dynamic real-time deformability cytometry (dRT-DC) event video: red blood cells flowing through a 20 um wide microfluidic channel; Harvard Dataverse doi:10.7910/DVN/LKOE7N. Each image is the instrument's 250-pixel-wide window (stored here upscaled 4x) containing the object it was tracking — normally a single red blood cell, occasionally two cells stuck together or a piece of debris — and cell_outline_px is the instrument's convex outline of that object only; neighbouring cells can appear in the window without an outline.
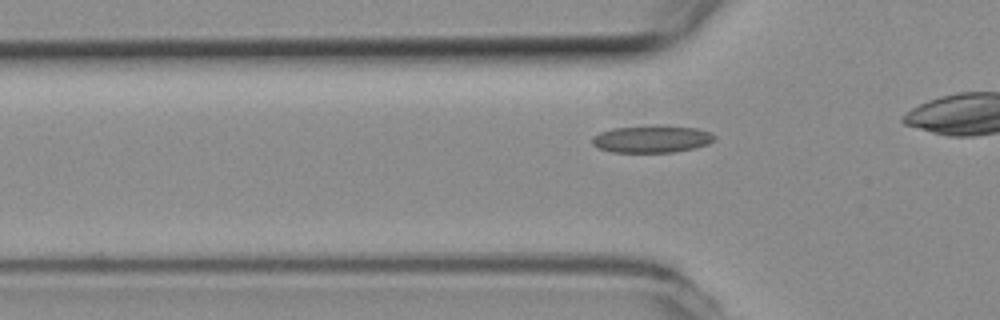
{"species": "common noctule bat (a hibernating species)", "species_latin": "Nyctalus noctula", "temperature_condition": "room temperature", "stored_images_in_passage": 28, "camera_frame_rate_fps": 3000, "um_per_image_px": 0.085, "animal": {"sex": "female", "body_mass_g": 19.3, "forearm_length_mm": 54.1}, "frame": {"image": 1, "passage_image": 3, "time_ms": 0.667, "image_size_px": [1000, 320], "cell_outline_px": [[716, 136], [708, 144], [696, 148], [672, 152], [612, 152], [596, 148], [592, 144], [592, 136], [600, 132], [612, 128], [652, 124], [660, 124], [696, 128], [712, 132]], "centroid_in_image_um": [55.39, 11.79], "position_along_channel_um": 70.4, "area_um2": 19.94}}
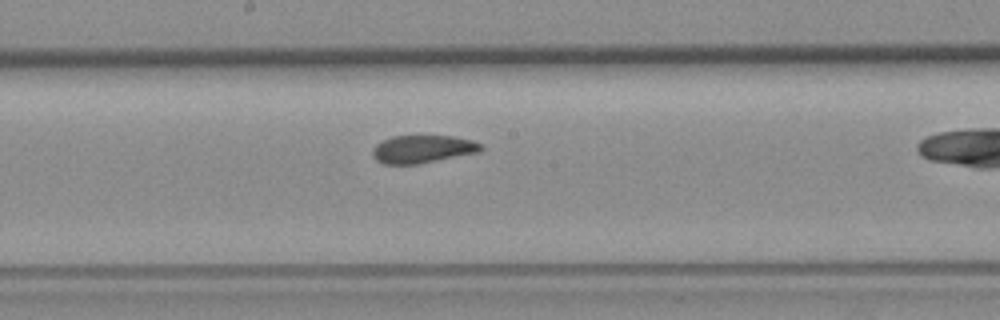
{"frame": {"image": 2, "passage_image": 14, "time_ms": 4.333, "image_size_px": [1000, 320], "cell_outline_px": [[484, 148], [480, 152], [420, 164], [384, 164], [376, 160], [372, 156], [372, 148], [376, 144], [392, 136], [452, 136], [472, 140], [480, 144]], "centroid_in_image_um": [35.92, 12.68], "position_along_channel_um": 212.3, "area_um2": 17.69}}
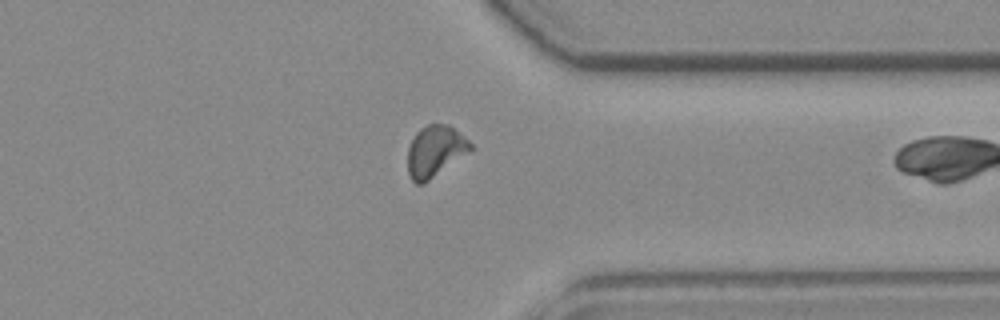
{"frame": {"image": 3, "passage_image": 27, "time_ms": 8.667, "image_size_px": [1000, 320], "cell_outline_px": [[472, 152], [424, 184], [416, 184], [412, 180], [408, 172], [408, 148], [416, 132], [420, 128], [428, 124], [448, 124], [464, 136], [472, 144]], "centroid_in_image_um": [37.01, 12.87], "position_along_channel_um": 374.4, "area_um2": 19.07}}